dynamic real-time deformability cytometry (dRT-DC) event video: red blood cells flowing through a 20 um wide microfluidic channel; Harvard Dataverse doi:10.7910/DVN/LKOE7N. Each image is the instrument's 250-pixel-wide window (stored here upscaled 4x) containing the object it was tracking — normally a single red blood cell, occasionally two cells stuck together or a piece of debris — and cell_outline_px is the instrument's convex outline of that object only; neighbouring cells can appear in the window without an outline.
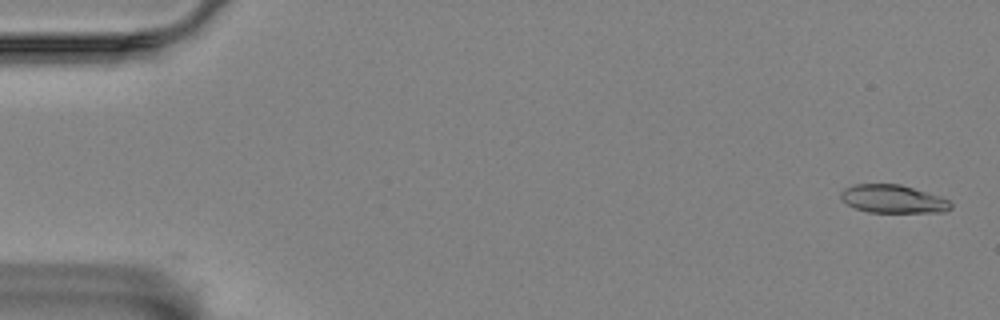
{"species": "Egyptian fruit bat (a non-hibernating species)", "species_latin": "Rousettus aegyptiacus", "temperature_condition": "room temperature", "stored_images_in_passage": 57, "camera_frame_rate_fps": 3000, "um_per_image_px": 0.085, "animal": {"sex": "female"}, "frame": {"image": 1, "passage_image": 1, "time_ms": 0.0, "image_size_px": [1000, 320], "cell_outline_px": [[952, 208], [944, 212], [868, 212], [856, 208], [848, 204], [840, 196], [840, 192], [844, 188], [856, 184], [900, 184], [940, 196], [948, 200], [952, 204]], "centroid_in_image_um": [75.92, 16.91], "position_along_channel_um": 9.1, "area_um2": 17.92}}
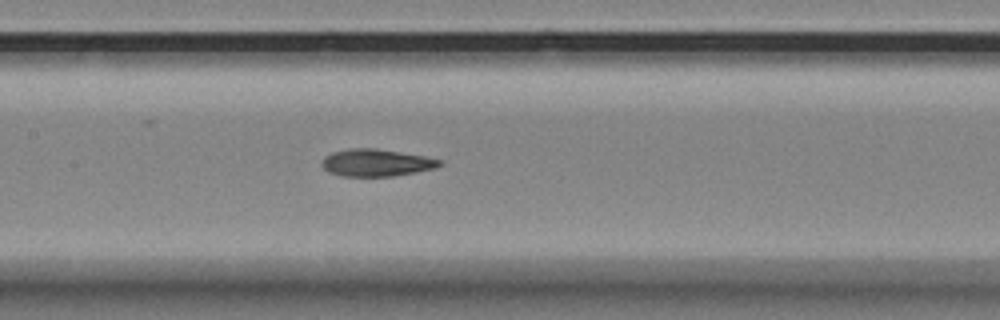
{"frame": {"image": 2, "passage_image": 27, "time_ms": 8.667, "image_size_px": [1000, 320], "cell_outline_px": [[444, 160], [436, 168], [416, 172], [392, 176], [340, 176], [328, 172], [320, 164], [324, 156], [332, 152], [352, 148], [376, 148], [424, 156]], "centroid_in_image_um": [31.96, 13.83], "position_along_channel_um": 175.4, "area_um2": 18.73}}
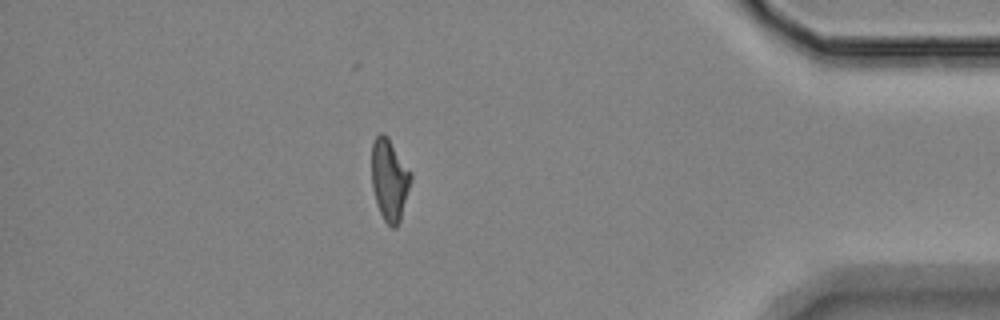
{"frame": {"image": 3, "passage_image": 50, "time_ms": 16.333, "image_size_px": [1000, 320], "cell_outline_px": [[412, 180], [400, 220], [396, 228], [392, 228], [384, 220], [380, 212], [372, 188], [372, 144], [376, 136], [380, 132], [384, 132], [388, 136], [412, 172]], "centroid_in_image_um": [33.12, 15.24], "position_along_channel_um": 402.1, "area_um2": 18.84}, "authors_computed_cell_mechanics": {"area_um2": 18.7272, "velocity_mm_per_s": 3.454, "shape_relaxation_time_tau1_ms": 5.8933, "shape_relaxation_time_tau2_ms": 2.5589, "deformation_change_tau1": 0.1944, "deformation_change_tau2": 0.0976}}